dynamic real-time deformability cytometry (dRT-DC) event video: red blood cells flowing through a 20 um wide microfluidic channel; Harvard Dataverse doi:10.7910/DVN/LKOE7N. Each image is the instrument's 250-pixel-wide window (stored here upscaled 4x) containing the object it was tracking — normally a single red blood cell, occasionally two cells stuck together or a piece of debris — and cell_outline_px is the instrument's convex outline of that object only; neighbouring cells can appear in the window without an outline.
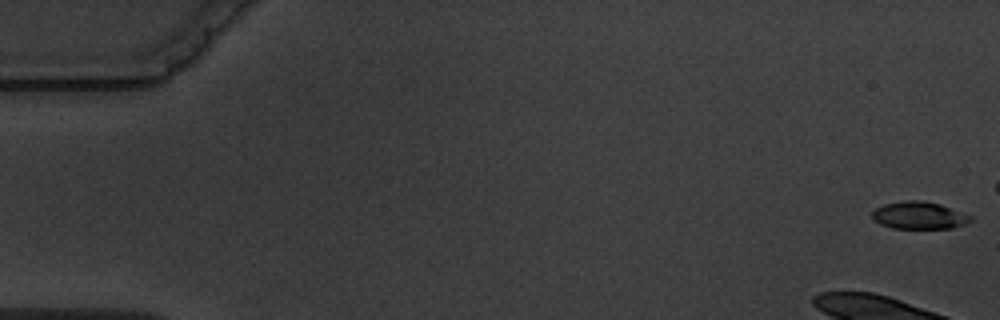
{"species": "common noctule bat (a hibernating species)", "species_latin": "Nyctalus noctula", "temperature_condition": "warm", "stored_images_in_passage": 16, "camera_frame_rate_fps": 3000, "um_per_image_px": 0.085, "animal": {"sex": "male", "body_mass_g": 19.5, "forearm_length_mm": 54.6}, "frame": {"image": 1, "passage_image": 1, "time_ms": 0.0, "image_size_px": [1000, 320], "cell_outline_px": [[972, 220], [964, 224], [952, 228], [892, 228], [880, 224], [872, 216], [872, 212], [876, 208], [884, 204], [904, 200], [920, 200], [940, 204], [972, 216]], "centroid_in_image_um": [78.12, 18.3], "position_along_channel_um": 6.9, "area_um2": 15.55}, "authors_computed_cell_mechanics": {"area_um2": 18.3804, "velocity_mm_per_s": 3.5784, "shape_relaxation_time_tau1_ms": 8.8535, "shape_relaxation_time_tau2_ms": 2.2074, "deformation_change_tau1": 0.2345, "deformation_change_tau2": 0.0582}}